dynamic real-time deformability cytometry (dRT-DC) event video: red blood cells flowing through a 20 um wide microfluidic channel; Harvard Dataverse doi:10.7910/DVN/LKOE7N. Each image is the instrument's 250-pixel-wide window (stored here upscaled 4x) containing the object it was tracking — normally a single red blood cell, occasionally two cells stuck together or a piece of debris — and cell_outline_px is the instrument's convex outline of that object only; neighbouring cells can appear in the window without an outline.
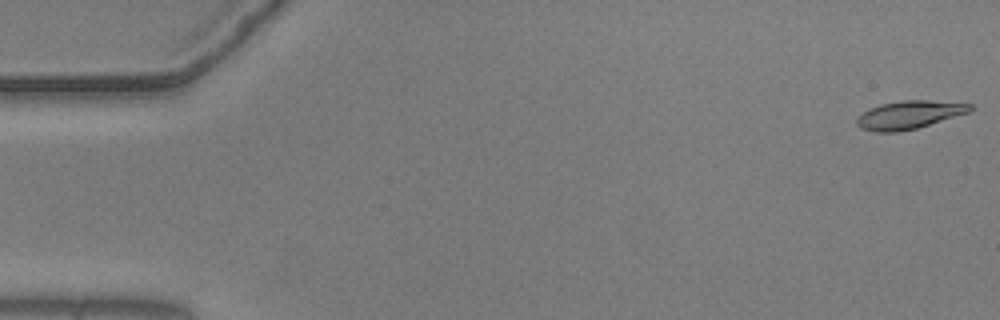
{"species": "common noctule bat (a hibernating species)", "species_latin": "Nyctalus noctula", "temperature_condition": "warm", "stored_images_in_passage": 55, "camera_frame_rate_fps": 3000, "um_per_image_px": 0.085, "animal": {"sex": "male", "body_mass_g": 20.5, "forearm_length_mm": 52.5}, "frame": {"image": 1, "passage_image": 1, "time_ms": 0.0, "image_size_px": [1000, 320], "cell_outline_px": [[972, 108], [968, 112], [916, 128], [896, 132], [872, 132], [860, 128], [856, 124], [856, 120], [864, 112], [880, 104], [904, 100], [928, 100], [972, 104]], "centroid_in_image_um": [77.24, 9.76], "position_along_channel_um": 7.8, "area_um2": 18.21}}
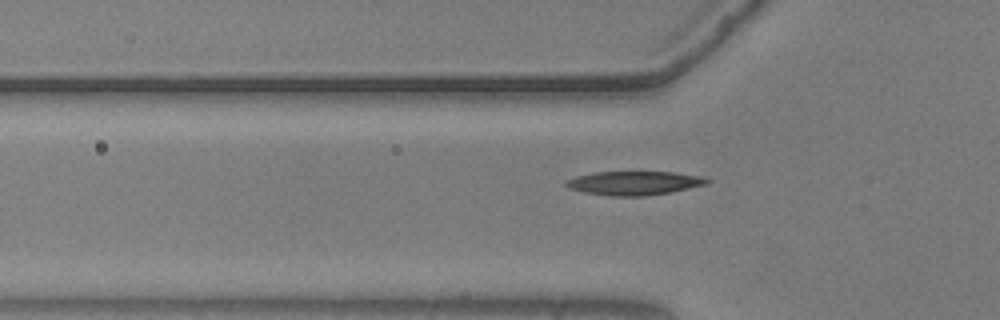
{"frame": {"image": 2, "passage_image": 18, "time_ms": 5.667, "image_size_px": [1000, 320], "cell_outline_px": [[712, 180], [708, 184], [668, 192], [644, 196], [612, 196], [584, 192], [572, 188], [564, 184], [564, 180], [576, 176], [596, 172], [676, 172], [704, 176]], "centroid_in_image_um": [53.94, 15.55], "position_along_channel_um": 71.9, "area_um2": 19.54}}
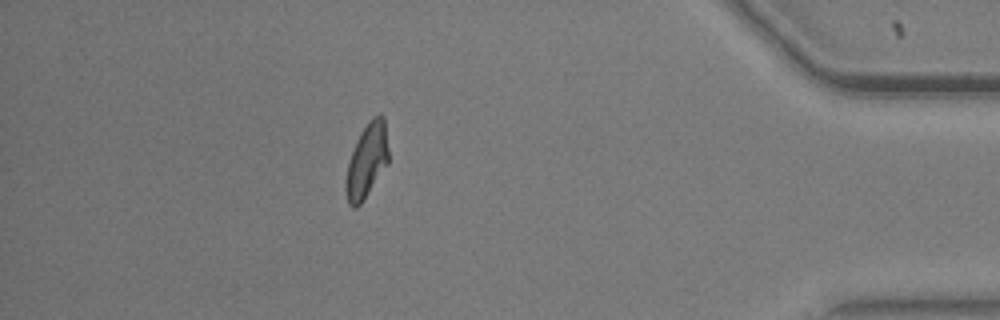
{"frame": {"image": 3, "passage_image": 49, "time_ms": 16.0, "image_size_px": [1000, 320], "cell_outline_px": [[388, 164], [364, 200], [356, 208], [352, 208], [348, 204], [344, 188], [344, 184], [348, 164], [356, 140], [360, 132], [368, 120], [372, 116], [380, 112], [384, 116], [388, 148]], "centroid_in_image_um": [31.17, 13.65], "position_along_channel_um": 404.0, "area_um2": 18.84}, "authors_computed_cell_mechanics": {"area_um2": 18.5538, "velocity_mm_per_s": 3.6489, "shape_relaxation_time_tau1_ms": 3.8315, "shape_relaxation_time_tau2_ms": 3.8379, "deformation_change_tau1": 0.1698, "deformation_change_tau2": 0.058}}